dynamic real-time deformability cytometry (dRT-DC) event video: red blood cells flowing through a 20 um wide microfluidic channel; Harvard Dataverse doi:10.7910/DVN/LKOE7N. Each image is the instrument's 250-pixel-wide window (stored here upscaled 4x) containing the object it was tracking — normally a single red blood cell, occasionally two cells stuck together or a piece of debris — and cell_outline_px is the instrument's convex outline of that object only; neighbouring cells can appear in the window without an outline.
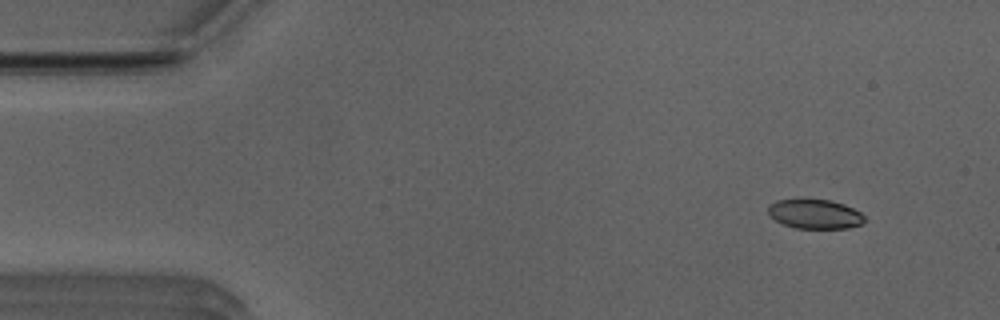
{"species": "Egyptian fruit bat (a non-hibernating species)", "species_latin": "Rousettus aegyptiacus", "temperature_condition": "room temperature", "stored_images_in_passage": 11, "camera_frame_rate_fps": 3000, "um_per_image_px": 0.085, "animal": {"sex": "male"}, "frame": {"image": 1, "passage_image": 1, "time_ms": 0.0, "image_size_px": [1000, 320], "cell_outline_px": [[864, 220], [860, 224], [848, 228], [796, 228], [784, 224], [776, 220], [768, 212], [768, 208], [776, 200], [828, 200], [844, 204], [860, 212], [864, 216]], "centroid_in_image_um": [69.28, 18.2], "position_along_channel_um": 15.7, "area_um2": 16.07}}
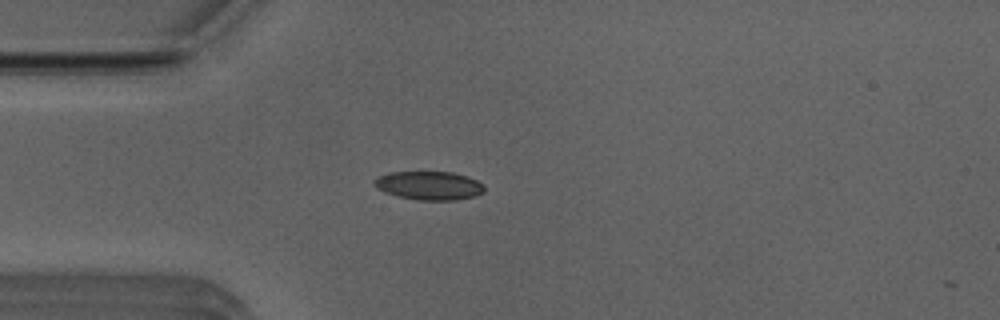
{"frame": {"image": 2, "passage_image": 10, "time_ms": 3.0, "image_size_px": [1000, 320], "cell_outline_px": [[484, 192], [476, 196], [456, 200], [416, 200], [396, 196], [384, 192], [376, 188], [372, 184], [372, 180], [380, 176], [392, 172], [452, 172], [468, 176], [484, 184]], "centroid_in_image_um": [36.47, 15.78], "position_along_channel_um": 48.5, "area_um2": 18.55}}